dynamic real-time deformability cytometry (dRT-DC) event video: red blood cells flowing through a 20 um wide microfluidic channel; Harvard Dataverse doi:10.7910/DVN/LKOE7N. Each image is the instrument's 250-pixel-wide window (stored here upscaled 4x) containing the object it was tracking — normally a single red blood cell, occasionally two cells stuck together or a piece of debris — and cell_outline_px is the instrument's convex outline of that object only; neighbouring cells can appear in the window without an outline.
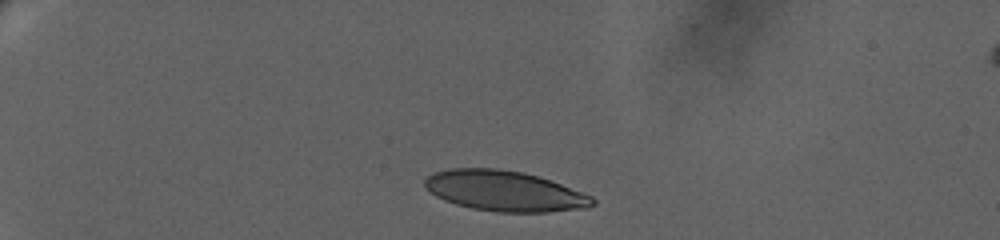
{"species": "human", "species_latin": "Homo sapiens", "temperature_condition": "warm", "stored_images_in_passage": 46, "camera_frame_rate_fps": 3000, "um_per_image_px": 0.085, "donor": {"sex": "female"}, "frame": {"image": 1, "passage_image": 1, "time_ms": 0.0, "image_size_px": [1000, 240], "cell_outline_px": [[596, 204], [588, 208], [548, 212], [496, 212], [472, 208], [456, 204], [444, 200], [436, 196], [424, 184], [424, 180], [432, 172], [448, 168], [496, 168], [524, 172], [560, 184], [592, 196], [596, 200]], "centroid_in_image_um": [42.89, 16.23], "position_along_channel_um": 42.1, "area_um2": 39.48}}
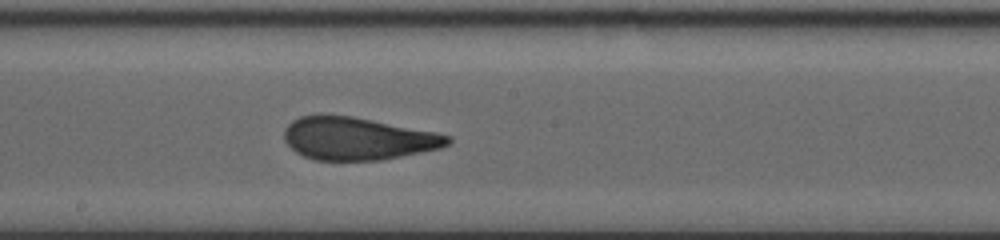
{"frame": {"image": 2, "passage_image": 25, "time_ms": 7.333, "image_size_px": [1000, 240], "cell_outline_px": [[452, 140], [448, 144], [440, 148], [380, 160], [316, 160], [304, 156], [296, 152], [284, 140], [284, 128], [292, 120], [300, 116], [320, 112], [352, 116], [436, 132], [452, 136]], "centroid_in_image_um": [30.35, 11.75], "position_along_channel_um": 217.9, "area_um2": 40.98}}
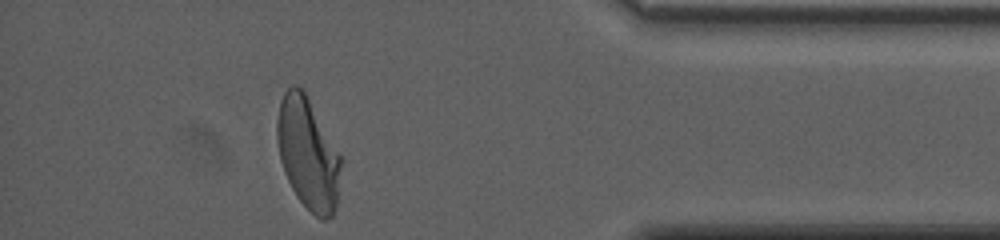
{"frame": {"image": 3, "passage_image": 44, "time_ms": 13.667, "image_size_px": [1000, 240], "cell_outline_px": [[340, 168], [336, 204], [332, 216], [324, 220], [320, 220], [296, 196], [284, 172], [280, 160], [276, 140], [276, 120], [280, 100], [284, 92], [292, 84], [296, 84], [304, 88], [340, 156]], "centroid_in_image_um": [26.13, 12.99], "position_along_channel_um": 409.1, "area_um2": 41.38}, "authors_computed_cell_mechanics": {"area_um2": 41.3848, "velocity_mm_per_s": 3.4172, "shape_relaxation_time_tau1_ms": 8.6453, "shape_relaxation_time_tau2_ms": 1.0823, "deformation_change_tau1": 0.2805, "deformation_change_tau2": 0.0884}}